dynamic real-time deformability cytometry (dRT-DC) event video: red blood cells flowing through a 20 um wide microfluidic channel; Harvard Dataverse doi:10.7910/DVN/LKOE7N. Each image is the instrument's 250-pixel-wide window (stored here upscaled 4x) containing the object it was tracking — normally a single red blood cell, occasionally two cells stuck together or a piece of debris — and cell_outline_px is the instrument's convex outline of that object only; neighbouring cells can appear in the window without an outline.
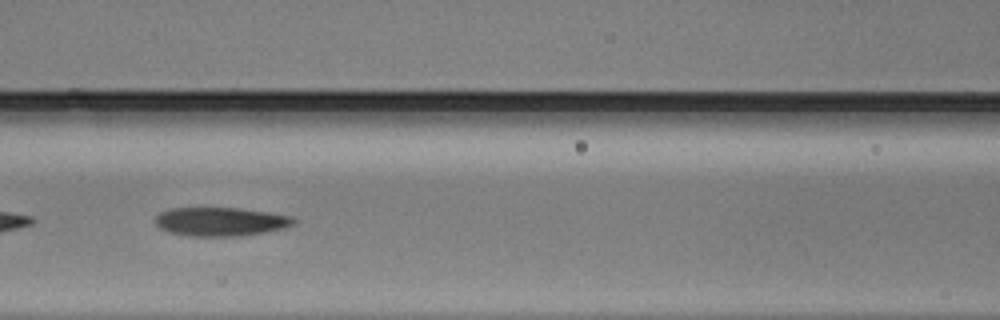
{"species": "Egyptian fruit bat (a non-hibernating species)", "species_latin": "Rousettus aegyptiacus", "temperature_condition": "warm", "stored_images_in_passage": 27, "camera_frame_rate_fps": 3000, "um_per_image_px": 0.085, "animal": {"sex": "male"}, "frame": {"image": 1, "passage_image": 12, "time_ms": 3.667, "image_size_px": [1000, 320], "cell_outline_px": [[296, 224], [284, 228], [264, 232], [240, 236], [192, 236], [168, 232], [160, 228], [156, 224], [156, 216], [160, 212], [168, 208], [240, 208], [272, 212], [292, 216], [296, 220]], "centroid_in_image_um": [18.79, 18.83], "position_along_channel_um": 147.8, "area_um2": 23.35}}